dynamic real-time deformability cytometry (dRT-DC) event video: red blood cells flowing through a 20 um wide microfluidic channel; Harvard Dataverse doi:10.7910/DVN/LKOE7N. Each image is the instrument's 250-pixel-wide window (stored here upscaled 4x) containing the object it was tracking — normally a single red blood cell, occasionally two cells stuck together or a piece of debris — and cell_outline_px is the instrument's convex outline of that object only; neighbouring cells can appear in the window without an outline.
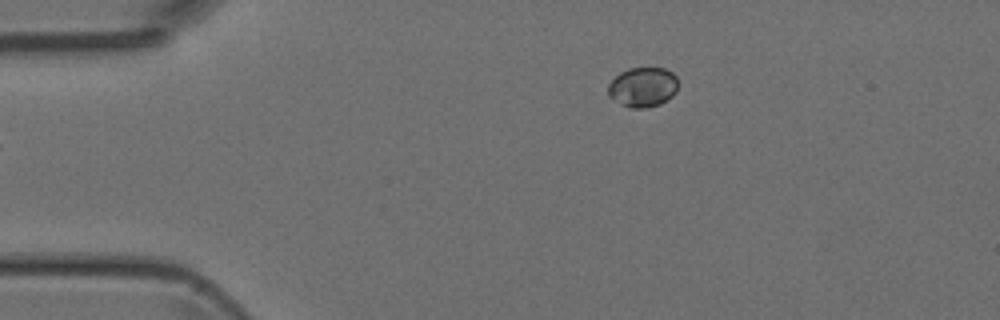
{"species": "Egyptian fruit bat (a non-hibernating species)", "species_latin": "Rousettus aegyptiacus", "temperature_condition": "room temperature", "stored_images_in_passage": 5, "segment_of_instrument_passage": [2, 2], "camera_frame_rate_fps": 3000, "um_per_image_px": 0.085, "animal": {"sex": "female"}, "frame": {"image": 1, "passage_image": 5, "time_ms": 4.667, "image_size_px": [1000, 320], "cell_outline_px": [[676, 92], [672, 96], [660, 104], [644, 108], [632, 108], [620, 104], [608, 96], [608, 84], [620, 72], [628, 68], [664, 68], [672, 72], [676, 76]], "centroid_in_image_um": [54.62, 7.4], "position_along_channel_um": 30.4, "area_um2": 16.18}}